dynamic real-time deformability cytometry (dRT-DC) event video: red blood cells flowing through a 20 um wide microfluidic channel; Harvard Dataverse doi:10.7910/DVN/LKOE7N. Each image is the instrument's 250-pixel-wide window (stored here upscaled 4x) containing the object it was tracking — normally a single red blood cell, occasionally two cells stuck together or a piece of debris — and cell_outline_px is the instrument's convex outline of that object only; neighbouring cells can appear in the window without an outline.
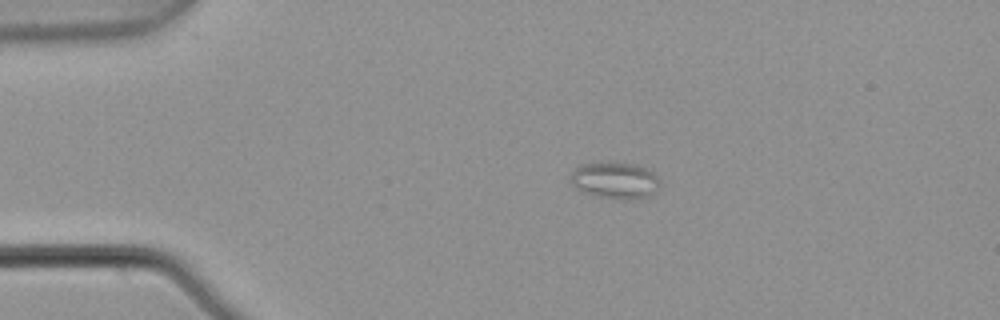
{"species": "common noctule bat (a hibernating species)", "species_latin": "Nyctalus noctula", "temperature_condition": "warm", "stored_images_in_passage": 2, "camera_frame_rate_fps": 3000, "um_per_image_px": 0.085, "animal": {"sex": "male", "body_mass_g": 21.5, "forearm_length_mm": 52.0}, "frame": {"image": 1, "passage_image": 1, "time_ms": 0.0, "image_size_px": [1000, 320], "cell_outline_px": [[660, 184], [652, 196], [632, 200], [624, 200], [596, 196], [584, 192], [576, 188], [568, 180], [572, 172], [580, 164], [636, 164], [652, 172], [656, 176]], "centroid_in_image_um": [52.27, 15.38], "position_along_channel_um": 32.7, "area_um2": 18.84}}